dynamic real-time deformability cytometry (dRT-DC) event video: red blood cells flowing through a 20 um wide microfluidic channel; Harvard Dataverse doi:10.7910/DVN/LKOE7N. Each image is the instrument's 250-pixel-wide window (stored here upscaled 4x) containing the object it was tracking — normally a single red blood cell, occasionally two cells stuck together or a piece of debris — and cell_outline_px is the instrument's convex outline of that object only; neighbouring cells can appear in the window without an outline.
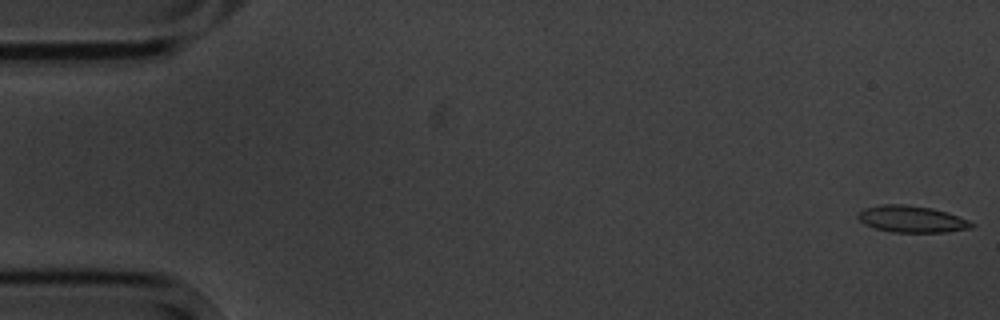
{"species": "common noctule bat (a hibernating species)", "species_latin": "Nyctalus noctula", "temperature_condition": "cold", "stored_images_in_passage": 5, "camera_frame_rate_fps": 3000, "um_per_image_px": 0.085, "animal": {"sex": "male", "body_mass_g": 20.1, "forearm_length_mm": 53.5}, "frame": {"image": 1, "passage_image": 1, "time_ms": 0.0, "image_size_px": [1000, 320], "cell_outline_px": [[976, 224], [972, 228], [944, 232], [892, 232], [876, 228], [864, 224], [856, 216], [864, 208], [880, 204], [904, 204], [932, 208], [968, 220]], "centroid_in_image_um": [77.47, 18.62], "position_along_channel_um": 7.5, "area_um2": 17.51}}
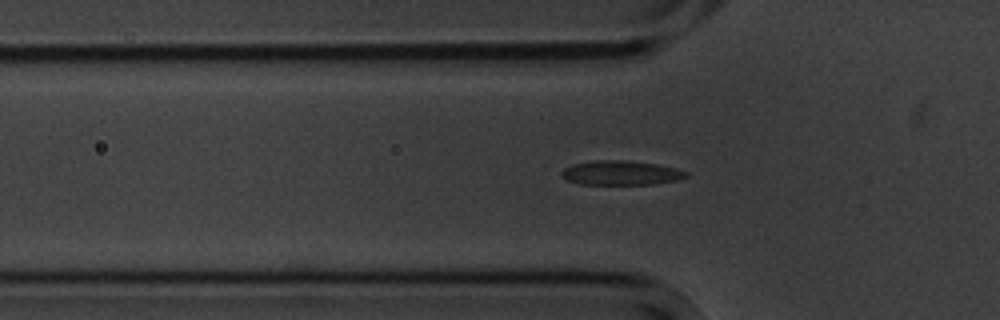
{"frame": {"image": 2, "passage_image": 5, "time_ms": 5.667, "image_size_px": [1000, 320], "cell_outline_px": [[688, 176], [680, 180], [652, 184], [580, 184], [568, 180], [560, 176], [560, 172], [564, 168], [572, 164], [592, 160], [620, 160], [656, 164], [676, 168], [688, 172]], "centroid_in_image_um": [52.76, 14.69], "position_along_channel_um": 73.0, "area_um2": 17.74}}